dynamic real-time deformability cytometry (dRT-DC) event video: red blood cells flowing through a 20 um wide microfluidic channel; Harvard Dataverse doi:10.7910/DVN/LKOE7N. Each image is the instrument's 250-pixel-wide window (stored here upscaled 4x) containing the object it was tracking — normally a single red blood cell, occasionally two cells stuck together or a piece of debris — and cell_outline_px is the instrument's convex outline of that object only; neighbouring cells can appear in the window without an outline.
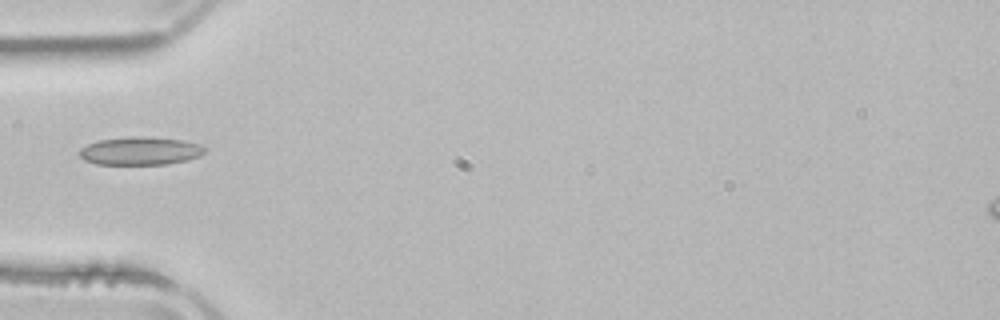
{"species": "common noctule bat (a hibernating species)", "species_latin": "Nyctalus noctula", "temperature_condition": "room temperature", "stored_images_in_passage": 3, "camera_frame_rate_fps": 3000, "um_per_image_px": 0.085, "animal": {"sex": "male", "body_mass_g": 21.5, "forearm_length_mm": 52.0}, "frame": {"image": 1, "passage_image": 3, "time_ms": 3.0, "image_size_px": [1000, 320], "cell_outline_px": [[208, 152], [200, 156], [188, 160], [168, 164], [96, 164], [84, 160], [80, 156], [80, 148], [96, 140], [128, 136], [152, 136], [184, 140], [200, 144], [208, 148]], "centroid_in_image_um": [11.98, 12.81], "position_along_channel_um": 73.0, "area_um2": 21.04}}